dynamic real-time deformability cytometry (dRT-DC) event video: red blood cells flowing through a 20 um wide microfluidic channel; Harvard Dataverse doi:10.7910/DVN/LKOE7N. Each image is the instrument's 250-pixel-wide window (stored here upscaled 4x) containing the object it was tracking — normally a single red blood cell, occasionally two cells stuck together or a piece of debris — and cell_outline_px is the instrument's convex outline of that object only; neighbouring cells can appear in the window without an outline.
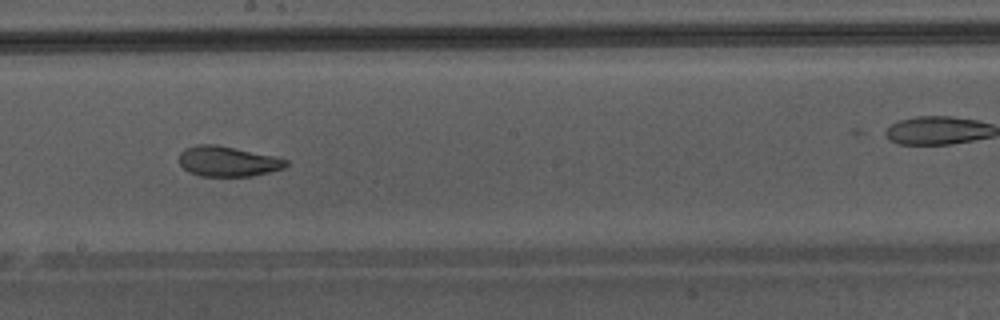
{"species": "Egyptian fruit bat (a non-hibernating species)", "species_latin": "Rousettus aegyptiacus", "temperature_condition": "warm", "stored_images_in_passage": 50, "camera_frame_rate_fps": 3000, "um_per_image_px": 0.085, "animal": {"sex": "male"}, "frame": {"image": 1, "passage_image": 29, "time_ms": 9.333, "image_size_px": [1000, 320], "cell_outline_px": [[288, 164], [284, 168], [252, 176], [200, 176], [188, 172], [180, 164], [180, 152], [184, 148], [196, 144], [216, 144], [276, 156], [288, 160]], "centroid_in_image_um": [19.35, 13.71], "position_along_channel_um": 228.8, "area_um2": 18.96}, "authors_computed_cell_mechanics": {"area_um2": 23.3512, "velocity_mm_per_s": 4.334, "shape_relaxation_time_tau1_ms": 8.4, "shape_relaxation_time_tau2_ms": 1.3897, "deformation_change_tau1": 0.1892, "deformation_change_tau2": 0.0749}}